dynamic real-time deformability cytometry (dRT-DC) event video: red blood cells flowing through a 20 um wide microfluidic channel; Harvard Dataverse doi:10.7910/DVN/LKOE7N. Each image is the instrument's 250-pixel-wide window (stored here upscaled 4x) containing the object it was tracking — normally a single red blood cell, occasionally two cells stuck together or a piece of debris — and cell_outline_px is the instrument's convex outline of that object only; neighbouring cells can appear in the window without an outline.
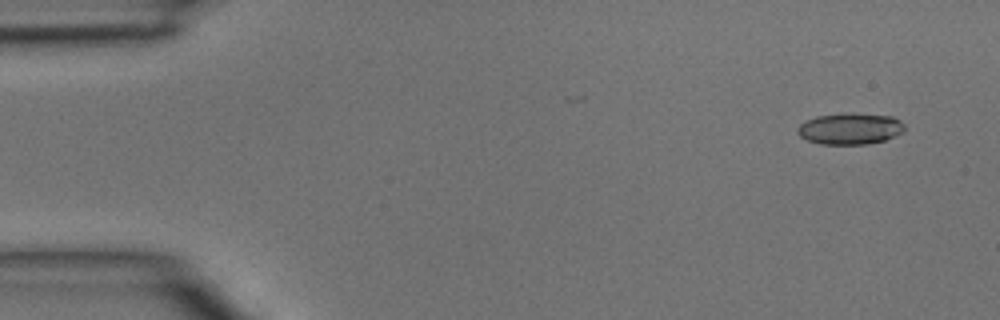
{"species": "common noctule bat (a hibernating species)", "species_latin": "Nyctalus noctula", "temperature_condition": "room temperature", "stored_images_in_passage": 4, "camera_frame_rate_fps": 3000, "um_per_image_px": 0.085, "animal": {"sex": "male", "body_mass_g": 15.6}, "frame": {"image": 1, "passage_image": 1, "time_ms": 0.0, "image_size_px": [1000, 320], "cell_outline_px": [[904, 132], [884, 140], [864, 144], [820, 144], [808, 140], [800, 136], [796, 132], [796, 128], [804, 120], [816, 116], [848, 112], [892, 116], [900, 120], [904, 124]], "centroid_in_image_um": [72.23, 10.92], "position_along_channel_um": 12.8, "area_um2": 19.77}}
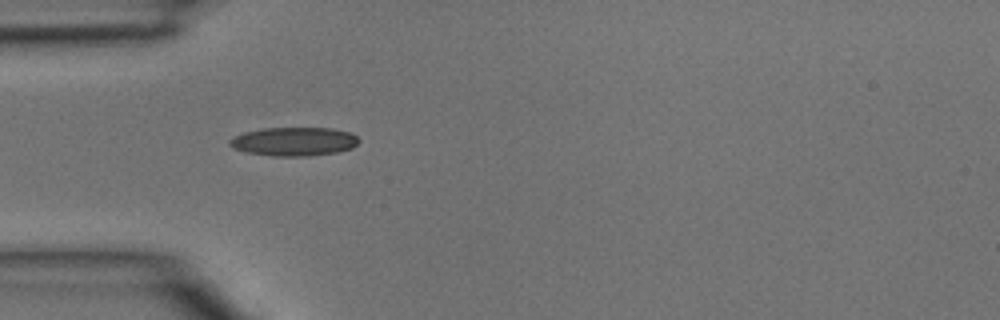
{"frame": {"image": 2, "passage_image": 4, "time_ms": 1.0, "image_size_px": [1000, 320], "cell_outline_px": [[360, 140], [352, 148], [336, 152], [308, 156], [272, 156], [244, 152], [232, 148], [228, 144], [228, 140], [244, 132], [264, 128], [332, 128], [352, 132]], "centroid_in_image_um": [24.98, 12.03], "position_along_channel_um": 60.0, "area_um2": 21.73}}